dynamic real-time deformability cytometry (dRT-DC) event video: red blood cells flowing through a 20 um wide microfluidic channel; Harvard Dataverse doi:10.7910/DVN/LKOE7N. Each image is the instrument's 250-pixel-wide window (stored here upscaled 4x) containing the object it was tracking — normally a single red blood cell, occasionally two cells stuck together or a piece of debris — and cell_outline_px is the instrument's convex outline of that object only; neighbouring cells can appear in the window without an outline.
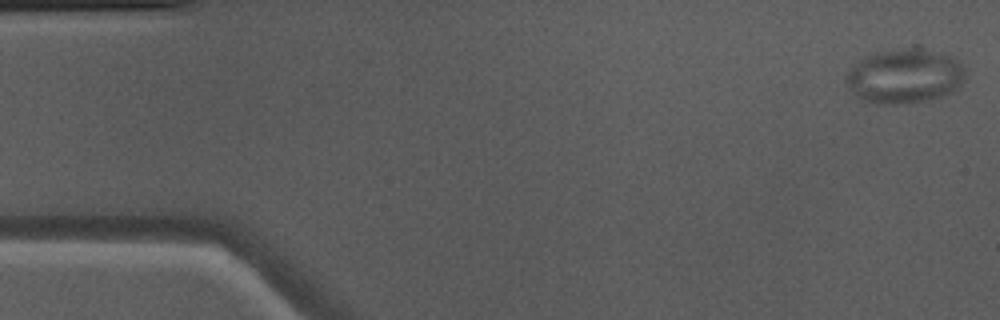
{"species": "Egyptian fruit bat (a non-hibernating species)", "species_latin": "Rousettus aegyptiacus", "temperature_condition": "warm", "stored_images_in_passage": 50, "camera_frame_rate_fps": 3000, "um_per_image_px": 0.085, "animal": {"sex": "male"}, "frame": {"image": 1, "passage_image": 1, "time_ms": 0.0, "image_size_px": [1000, 320], "cell_outline_px": [[964, 76], [960, 84], [952, 92], [928, 100], [904, 104], [876, 104], [864, 100], [856, 96], [844, 80], [844, 76], [848, 68], [864, 56], [876, 52], [944, 52], [952, 56], [964, 68]], "centroid_in_image_um": [76.83, 6.53], "position_along_channel_um": 8.2, "area_um2": 36.93}, "authors_computed_cell_mechanics": {"area_um2": 27.9463, "velocity_mm_per_s": 4.0528, "shape_relaxation_time_tau1_ms": null, "shape_relaxation_time_tau2_ms": 1.338, "deformation_change_tau1": null, "deformation_change_tau2": 0.0785}}